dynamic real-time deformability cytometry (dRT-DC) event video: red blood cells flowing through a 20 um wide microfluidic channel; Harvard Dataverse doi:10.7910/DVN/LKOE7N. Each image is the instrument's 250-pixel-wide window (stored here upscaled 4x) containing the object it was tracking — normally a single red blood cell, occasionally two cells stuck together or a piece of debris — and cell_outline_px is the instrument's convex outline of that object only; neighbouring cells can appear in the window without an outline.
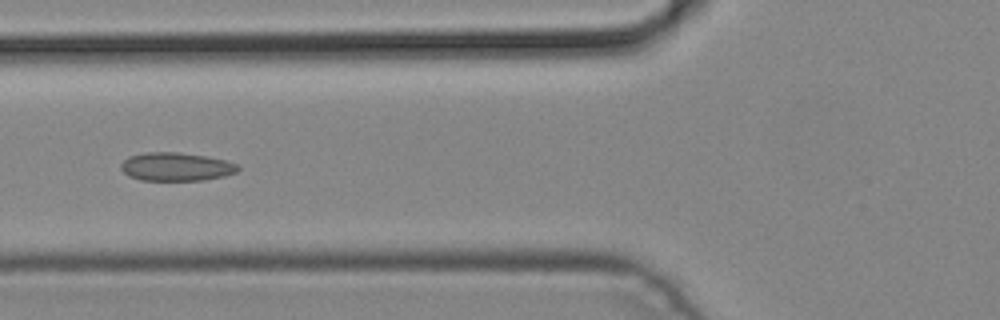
{"species": "common noctule bat (a hibernating species)", "species_latin": "Nyctalus noctula", "temperature_condition": "cold", "stored_images_in_passage": 5, "camera_frame_rate_fps": 3000, "um_per_image_px": 0.085, "animal": {"sex": "male", "body_mass_g": 19.2, "forearm_length_mm": 51.8}, "frame": {"image": 1, "passage_image": 5, "time_ms": 1.333, "image_size_px": [1000, 320], "cell_outline_px": [[240, 168], [236, 172], [224, 176], [204, 180], [140, 180], [128, 176], [120, 168], [120, 164], [128, 156], [144, 152], [180, 152], [204, 156], [224, 160], [236, 164]], "centroid_in_image_um": [14.92, 14.17], "position_along_channel_um": 110.9, "area_um2": 19.36}}